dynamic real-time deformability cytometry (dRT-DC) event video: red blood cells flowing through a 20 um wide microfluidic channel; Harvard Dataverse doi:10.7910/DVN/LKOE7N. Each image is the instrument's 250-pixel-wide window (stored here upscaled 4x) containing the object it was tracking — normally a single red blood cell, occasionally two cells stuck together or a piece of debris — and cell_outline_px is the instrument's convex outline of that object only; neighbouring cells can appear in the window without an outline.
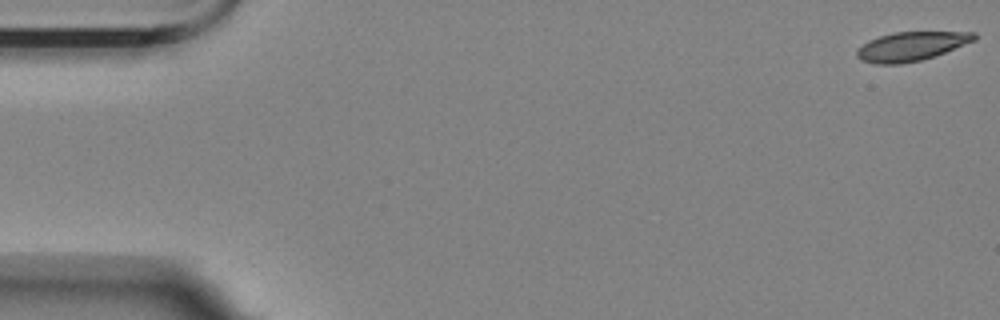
{"species": "Egyptian fruit bat (a non-hibernating species)", "species_latin": "Rousettus aegyptiacus", "temperature_condition": "room temperature", "stored_images_in_passage": 5, "camera_frame_rate_fps": 3000, "um_per_image_px": 0.085, "animal": {"sex": "female"}, "frame": {"image": 1, "passage_image": 1, "time_ms": 0.0, "image_size_px": [1000, 320], "cell_outline_px": [[976, 40], [936, 56], [920, 60], [900, 64], [876, 64], [860, 60], [856, 56], [856, 52], [868, 40], [892, 32], [976, 32]], "centroid_in_image_um": [77.46, 3.94], "position_along_channel_um": 7.5, "area_um2": 19.83}}
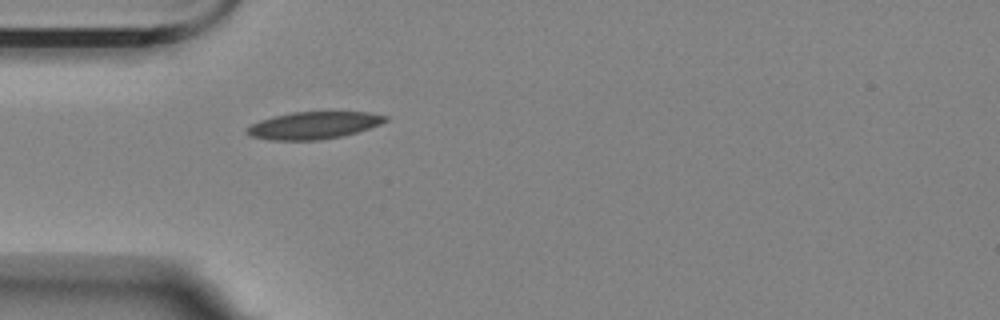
{"frame": {"image": 2, "passage_image": 5, "time_ms": 5.333, "image_size_px": [1000, 320], "cell_outline_px": [[388, 120], [380, 124], [356, 132], [340, 136], [320, 140], [272, 140], [252, 136], [244, 132], [244, 128], [260, 120], [272, 116], [292, 112], [368, 112], [388, 116]], "centroid_in_image_um": [26.62, 10.65], "position_along_channel_um": 58.4, "area_um2": 21.91}}